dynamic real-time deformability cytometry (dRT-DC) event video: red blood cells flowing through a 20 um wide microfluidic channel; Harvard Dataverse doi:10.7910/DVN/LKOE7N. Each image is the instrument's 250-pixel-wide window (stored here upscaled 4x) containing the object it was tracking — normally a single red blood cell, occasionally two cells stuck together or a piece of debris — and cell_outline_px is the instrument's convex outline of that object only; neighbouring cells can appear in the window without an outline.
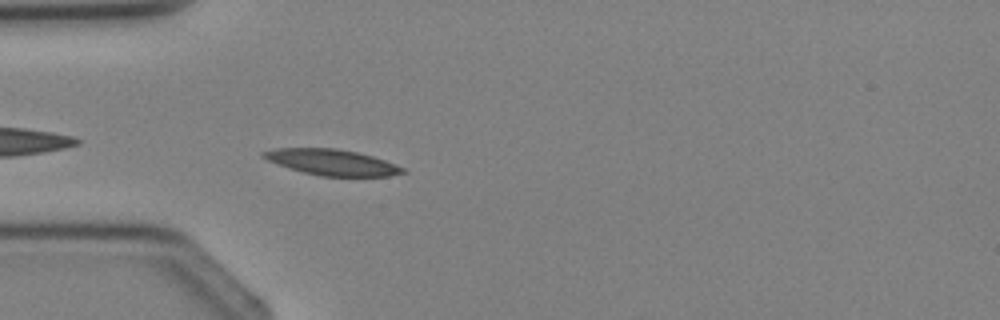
{"species": "Egyptian fruit bat (a non-hibernating species)", "species_latin": "Rousettus aegyptiacus", "temperature_condition": "cold", "stored_images_in_passage": 3, "camera_frame_rate_fps": 3000, "um_per_image_px": 0.085, "animal": {"sex": "female"}, "frame": {"image": 1, "passage_image": 3, "time_ms": 3.0, "image_size_px": [1000, 320], "cell_outline_px": [[408, 172], [388, 176], [320, 176], [288, 168], [268, 160], [260, 156], [260, 152], [276, 148], [336, 148], [356, 152], [372, 156], [384, 160], [404, 168]], "centroid_in_image_um": [28.19, 13.79], "position_along_channel_um": 56.8, "area_um2": 20.92}}